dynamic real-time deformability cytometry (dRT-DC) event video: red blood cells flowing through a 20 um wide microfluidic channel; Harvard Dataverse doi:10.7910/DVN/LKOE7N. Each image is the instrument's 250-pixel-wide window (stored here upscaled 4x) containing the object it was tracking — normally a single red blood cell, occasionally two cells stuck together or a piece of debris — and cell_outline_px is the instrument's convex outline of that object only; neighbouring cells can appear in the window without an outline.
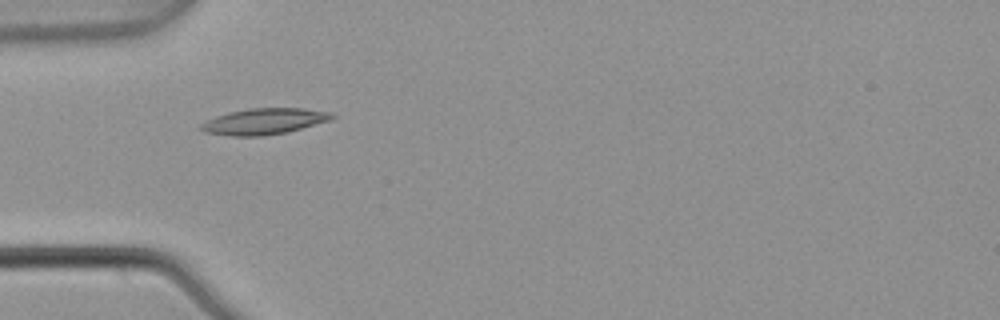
{"species": "common noctule bat (a hibernating species)", "species_latin": "Nyctalus noctula", "temperature_condition": "warm", "stored_images_in_passage": 7, "camera_frame_rate_fps": 3000, "um_per_image_px": 0.085, "animal": {"sex": "male", "body_mass_g": 21.5, "forearm_length_mm": 52.0}, "frame": {"image": 1, "passage_image": 4, "time_ms": 1.0, "image_size_px": [1000, 320], "cell_outline_px": [[336, 116], [332, 120], [284, 132], [260, 136], [232, 136], [204, 132], [200, 128], [200, 124], [216, 116], [228, 112], [248, 108], [304, 108], [332, 112]], "centroid_in_image_um": [22.46, 10.3], "position_along_channel_um": 62.5, "area_um2": 19.83}}
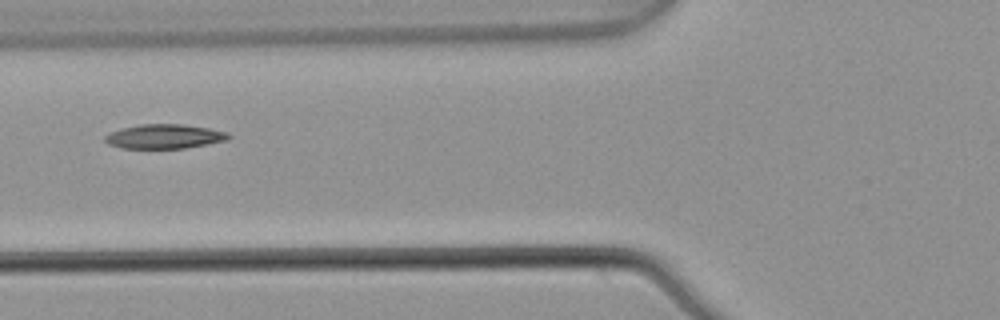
{"frame": {"image": 2, "passage_image": 5, "time_ms": 1.333, "image_size_px": [1000, 320], "cell_outline_px": [[232, 136], [228, 140], [208, 144], [184, 148], [120, 148], [108, 144], [104, 140], [104, 136], [108, 132], [120, 128], [140, 124], [184, 124], [208, 128], [228, 132]], "centroid_in_image_um": [13.95, 11.59], "position_along_channel_um": 111.8, "area_um2": 17.74}}
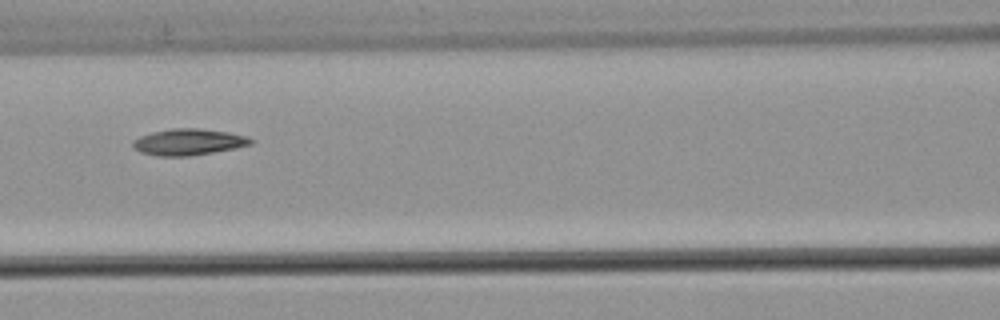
{"frame": {"image": 3, "passage_image": 6, "time_ms": 1.667, "image_size_px": [1000, 320], "cell_outline_px": [[256, 140], [252, 144], [236, 148], [188, 156], [156, 156], [140, 152], [132, 144], [132, 140], [140, 136], [152, 132], [172, 128], [200, 128], [228, 132], [248, 136]], "centroid_in_image_um": [16.05, 12.06], "position_along_channel_um": 150.5, "area_um2": 18.21}}